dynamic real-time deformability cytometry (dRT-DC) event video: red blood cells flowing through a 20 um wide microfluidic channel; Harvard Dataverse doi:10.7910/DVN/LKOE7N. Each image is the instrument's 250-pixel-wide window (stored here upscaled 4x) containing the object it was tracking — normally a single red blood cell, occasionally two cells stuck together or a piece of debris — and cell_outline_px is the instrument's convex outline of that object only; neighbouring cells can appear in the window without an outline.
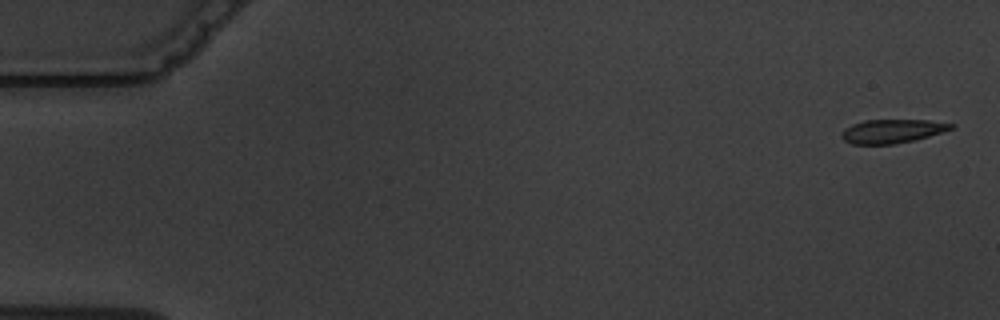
{"species": "common noctule bat (a hibernating species)", "species_latin": "Nyctalus noctula", "temperature_condition": "warm", "stored_images_in_passage": 4, "camera_frame_rate_fps": 3000, "um_per_image_px": 0.085, "animal": {"sex": "male", "body_mass_g": 19.5, "forearm_length_mm": 54.6}, "frame": {"image": 1, "passage_image": 1, "time_ms": 0.0, "image_size_px": [1000, 320], "cell_outline_px": [[956, 128], [916, 140], [892, 144], [852, 144], [844, 140], [840, 136], [840, 132], [844, 128], [852, 124], [864, 120], [928, 120], [956, 124]], "centroid_in_image_um": [75.84, 11.14], "position_along_channel_um": 9.2, "area_um2": 15.37}}